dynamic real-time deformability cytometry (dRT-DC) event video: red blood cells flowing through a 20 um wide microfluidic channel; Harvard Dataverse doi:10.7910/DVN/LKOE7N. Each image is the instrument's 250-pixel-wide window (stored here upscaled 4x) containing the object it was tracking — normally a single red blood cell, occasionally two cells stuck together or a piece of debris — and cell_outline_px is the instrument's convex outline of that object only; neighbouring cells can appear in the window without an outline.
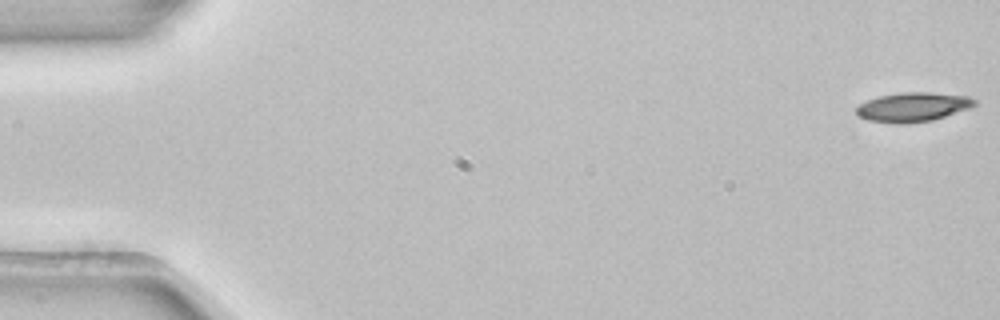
{"species": "common noctule bat (a hibernating species)", "species_latin": "Nyctalus noctula", "temperature_condition": "room temperature", "stored_images_in_passage": 4, "camera_frame_rate_fps": 3000, "um_per_image_px": 0.085, "animal": {"sex": "female", "body_mass_g": 22.7, "forearm_length_mm": 54.2}, "frame": {"image": 1, "passage_image": 1, "time_ms": 0.0, "image_size_px": [1000, 320], "cell_outline_px": [[976, 104], [968, 108], [932, 120], [908, 124], [896, 124], [868, 120], [860, 116], [856, 112], [856, 108], [860, 104], [868, 100], [880, 96], [900, 92], [928, 92], [972, 96], [976, 100]], "centroid_in_image_um": [77.61, 9.09], "position_along_channel_um": 7.4, "area_um2": 20.11}}
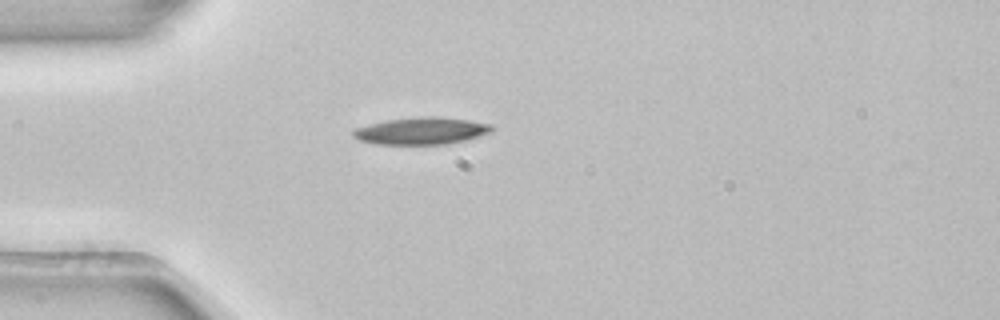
{"frame": {"image": 2, "passage_image": 4, "time_ms": 1.0, "image_size_px": [1000, 320], "cell_outline_px": [[496, 128], [492, 132], [464, 140], [444, 144], [376, 144], [360, 140], [352, 136], [352, 132], [356, 128], [388, 120], [420, 116], [440, 116], [468, 120], [492, 124]], "centroid_in_image_um": [35.87, 11.12], "position_along_channel_um": 49.1, "area_um2": 21.79}}